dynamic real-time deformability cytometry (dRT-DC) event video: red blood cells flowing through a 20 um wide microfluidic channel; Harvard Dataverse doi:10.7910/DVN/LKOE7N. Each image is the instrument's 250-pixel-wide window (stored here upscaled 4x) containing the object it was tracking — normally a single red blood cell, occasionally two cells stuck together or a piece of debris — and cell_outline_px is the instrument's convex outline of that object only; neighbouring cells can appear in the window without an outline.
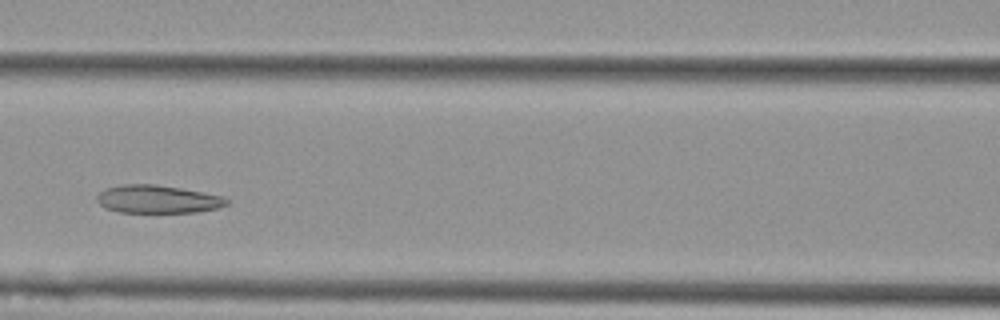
{"species": "Egyptian fruit bat (a non-hibernating species)", "species_latin": "Rousettus aegyptiacus", "temperature_condition": "cold", "stored_images_in_passage": 5, "camera_frame_rate_fps": 3000, "um_per_image_px": 0.085, "animal": {"sex": "female"}, "frame": {"image": 1, "passage_image": 4, "time_ms": 1.0, "image_size_px": [1000, 320], "cell_outline_px": [[232, 200], [228, 204], [216, 208], [196, 212], [120, 212], [104, 208], [96, 200], [96, 196], [104, 188], [124, 184], [156, 184], [180, 188], [224, 196]], "centroid_in_image_um": [13.4, 16.92], "position_along_channel_um": 153.2, "area_um2": 21.27}}
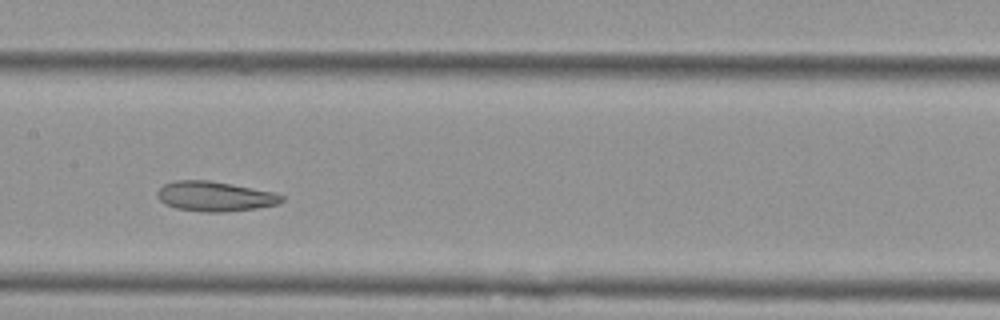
{"frame": {"image": 2, "passage_image": 5, "time_ms": 1.333, "image_size_px": [1000, 320], "cell_outline_px": [[284, 200], [280, 204], [256, 208], [224, 212], [208, 212], [176, 208], [164, 204], [156, 196], [156, 192], [164, 184], [176, 180], [212, 180], [272, 192], [284, 196]], "centroid_in_image_um": [18.25, 16.69], "position_along_channel_um": 189.1, "area_um2": 21.68}}